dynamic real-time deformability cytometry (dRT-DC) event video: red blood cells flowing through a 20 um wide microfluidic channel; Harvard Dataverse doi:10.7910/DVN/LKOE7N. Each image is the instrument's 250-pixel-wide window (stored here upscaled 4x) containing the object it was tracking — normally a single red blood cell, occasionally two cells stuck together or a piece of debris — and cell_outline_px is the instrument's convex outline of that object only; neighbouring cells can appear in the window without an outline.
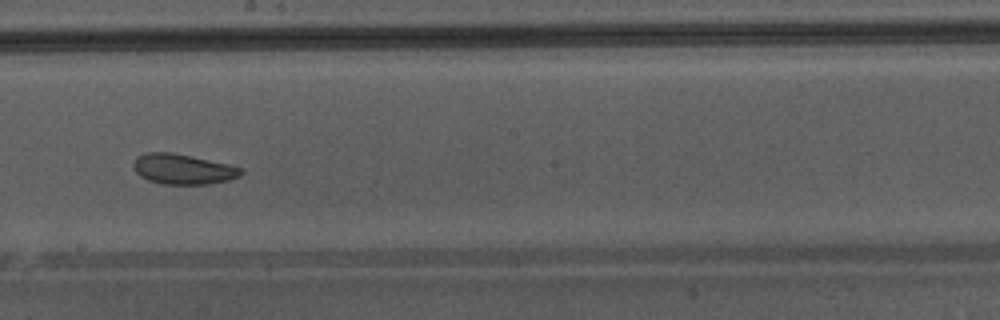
{"species": "Egyptian fruit bat (a non-hibernating species)", "species_latin": "Rousettus aegyptiacus", "temperature_condition": "warm", "stored_images_in_passage": 51, "camera_frame_rate_fps": 3000, "um_per_image_px": 0.085, "animal": {"sex": "male"}, "frame": {"image": 1, "passage_image": 30, "time_ms": 9.667, "image_size_px": [1000, 320], "cell_outline_px": [[244, 172], [240, 176], [228, 180], [208, 184], [164, 184], [148, 180], [140, 176], [136, 172], [132, 164], [136, 156], [148, 152], [172, 152], [192, 156], [228, 164], [244, 168]], "centroid_in_image_um": [15.56, 14.37], "position_along_channel_um": 232.6, "area_um2": 19.07}, "authors_computed_cell_mechanics": {"area_um2": 24.3338, "velocity_mm_per_s": 4.3131, "shape_relaxation_time_tau1_ms": 8.5755, "shape_relaxation_time_tau2_ms": 4.4016, "deformation_change_tau1": 0.0933, "deformation_change_tau2": 0.0949}}